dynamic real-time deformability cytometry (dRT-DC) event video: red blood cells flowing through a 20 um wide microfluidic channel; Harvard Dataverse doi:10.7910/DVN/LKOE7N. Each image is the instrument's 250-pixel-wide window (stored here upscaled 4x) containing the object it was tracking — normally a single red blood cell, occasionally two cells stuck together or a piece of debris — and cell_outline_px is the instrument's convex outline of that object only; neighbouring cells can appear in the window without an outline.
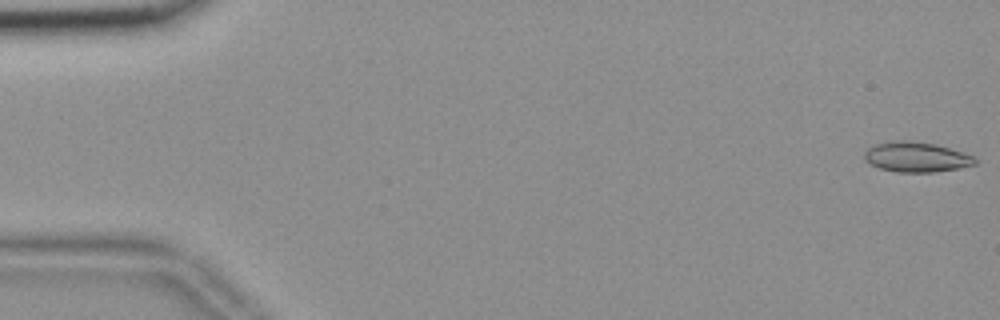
{"species": "common noctule bat (a hibernating species)", "species_latin": "Nyctalus noctula", "temperature_condition": "room temperature", "stored_images_in_passage": 51, "camera_frame_rate_fps": 3000, "um_per_image_px": 0.085, "animal": {"sex": "female", "body_mass_g": 18.4}, "frame": {"image": 1, "passage_image": 1, "time_ms": 0.0, "image_size_px": [1000, 320], "cell_outline_px": [[976, 164], [956, 168], [932, 172], [896, 172], [880, 168], [864, 160], [864, 152], [868, 148], [876, 144], [888, 140], [912, 140], [936, 144], [976, 156]], "centroid_in_image_um": [77.87, 13.32], "position_along_channel_um": 7.1, "area_um2": 19.48}}
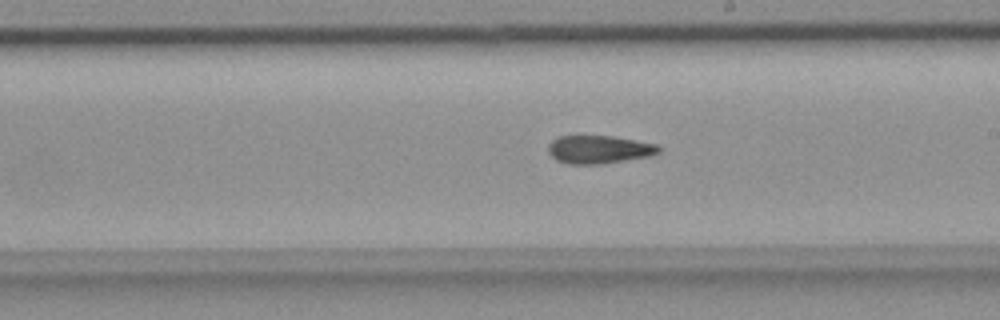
{"frame": {"image": 2, "passage_image": 32, "time_ms": 10.333, "image_size_px": [1000, 320], "cell_outline_px": [[660, 152], [648, 156], [600, 164], [568, 164], [556, 160], [548, 152], [548, 144], [552, 140], [560, 136], [612, 136], [656, 144], [660, 148]], "centroid_in_image_um": [50.87, 12.7], "position_along_channel_um": 238.1, "area_um2": 17.92}}
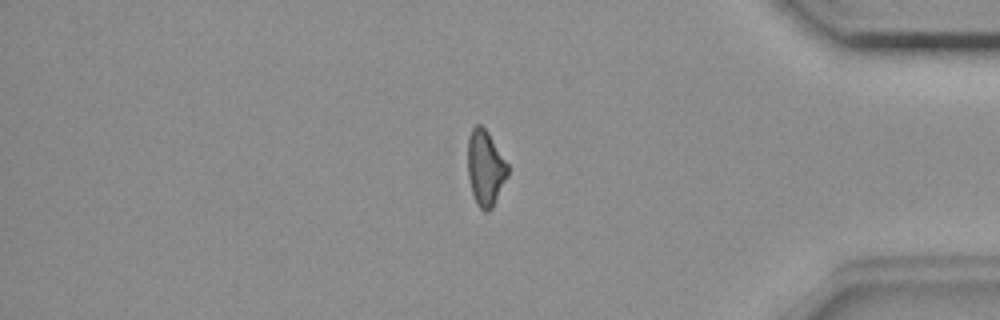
{"frame": {"image": 3, "passage_image": 47, "time_ms": 15.333, "image_size_px": [1000, 320], "cell_outline_px": [[508, 176], [492, 208], [488, 212], [484, 212], [476, 204], [472, 192], [468, 176], [468, 136], [472, 128], [476, 124], [480, 124], [488, 132], [508, 164]], "centroid_in_image_um": [41.25, 14.29], "position_along_channel_um": 393.9, "area_um2": 17.63}}